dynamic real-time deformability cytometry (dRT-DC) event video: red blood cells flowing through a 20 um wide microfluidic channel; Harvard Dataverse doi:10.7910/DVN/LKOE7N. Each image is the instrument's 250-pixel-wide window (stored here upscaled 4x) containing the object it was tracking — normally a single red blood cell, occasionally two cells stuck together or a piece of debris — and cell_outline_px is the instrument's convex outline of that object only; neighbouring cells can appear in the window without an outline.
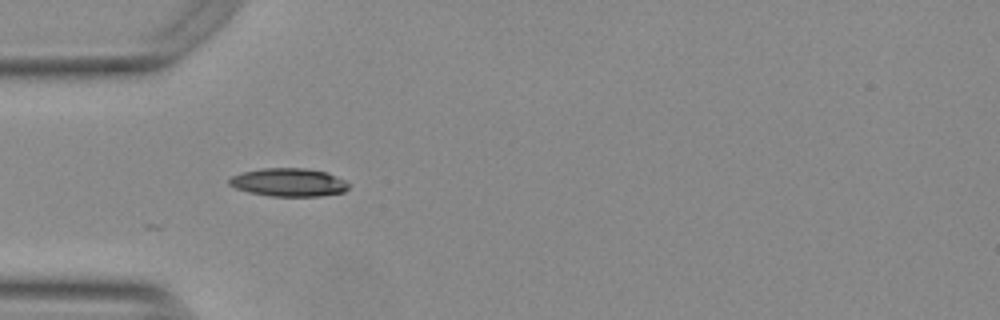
{"species": "Egyptian fruit bat (a non-hibernating species)", "species_latin": "Rousettus aegyptiacus", "temperature_condition": "warm", "stored_images_in_passage": 28, "camera_frame_rate_fps": 3000, "um_per_image_px": 0.085, "animal": {"sex": "female"}, "frame": {"image": 1, "passage_image": 1, "time_ms": 0.0, "image_size_px": [1000, 320], "cell_outline_px": [[352, 184], [344, 192], [320, 196], [272, 196], [248, 192], [236, 188], [228, 184], [228, 180], [232, 176], [244, 172], [260, 168], [304, 168], [328, 172]], "centroid_in_image_um": [24.57, 15.5], "position_along_channel_um": 60.4, "area_um2": 19.71}}
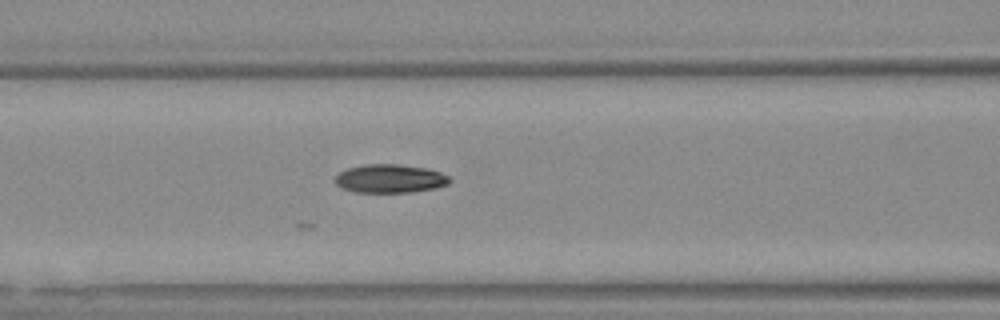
{"frame": {"image": 2, "passage_image": 7, "time_ms": 2.0, "image_size_px": [1000, 320], "cell_outline_px": [[452, 180], [448, 184], [436, 188], [408, 192], [356, 192], [340, 188], [336, 184], [336, 176], [340, 172], [348, 168], [364, 164], [400, 164], [428, 168], [440, 172], [448, 176]], "centroid_in_image_um": [33.16, 15.17], "position_along_channel_um": 133.4, "area_um2": 19.07}}
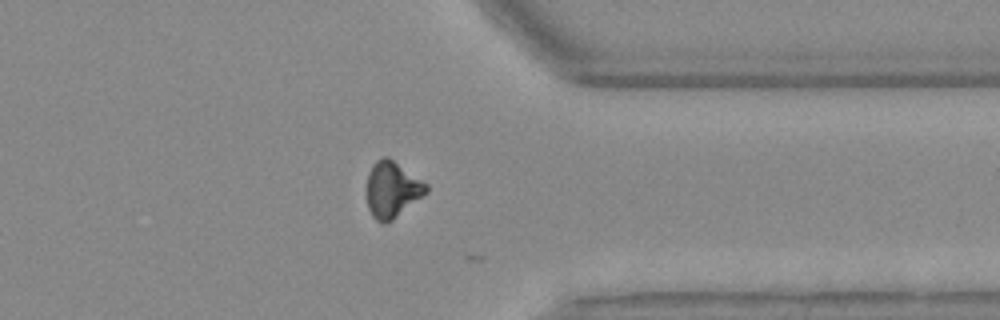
{"frame": {"image": 3, "passage_image": 27, "time_ms": 8.667, "image_size_px": [1000, 320], "cell_outline_px": [[428, 192], [424, 196], [392, 220], [384, 224], [376, 220], [372, 216], [368, 208], [368, 172], [372, 164], [380, 156], [388, 156], [428, 184]], "centroid_in_image_um": [33.35, 16.09], "position_along_channel_um": 378.1, "area_um2": 19.54}}